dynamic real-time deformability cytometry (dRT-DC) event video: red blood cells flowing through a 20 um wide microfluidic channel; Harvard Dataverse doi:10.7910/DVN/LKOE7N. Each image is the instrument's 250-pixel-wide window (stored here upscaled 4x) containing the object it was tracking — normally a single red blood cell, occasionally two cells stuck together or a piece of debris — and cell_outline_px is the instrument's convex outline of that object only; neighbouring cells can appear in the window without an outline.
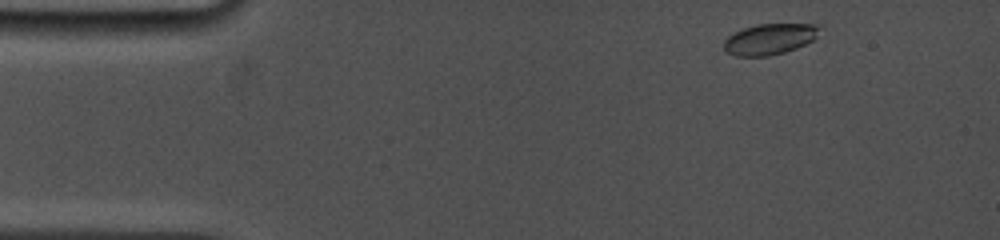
{"species": "common noctule bat (a hibernating species)", "species_latin": "Nyctalus noctula", "temperature_condition": "cold", "stored_images_in_passage": 11, "camera_frame_rate_fps": 5000, "um_per_image_px": 0.085, "animal": {"sex": "female", "body_mass_g": 19.0, "forearm_length_mm": 53.3}, "frame": {"image": 1, "passage_image": 2, "time_ms": 0.4, "image_size_px": [1000, 240], "cell_outline_px": [[824, 24], [816, 36], [812, 40], [796, 48], [784, 52], [768, 56], [736, 56], [724, 52], [724, 40], [728, 36], [744, 28], [756, 24]], "centroid_in_image_um": [65.42, 3.32], "position_along_channel_um": 19.6, "area_um2": 17.28}}
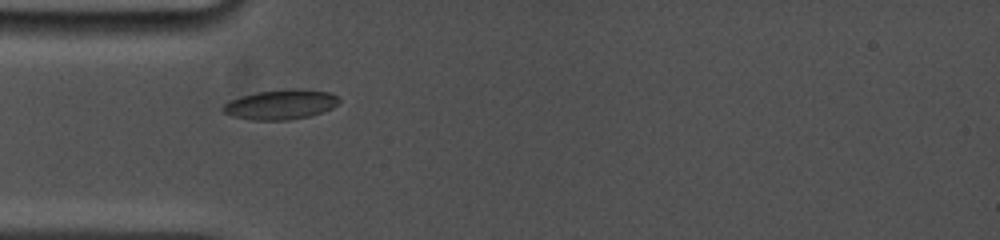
{"frame": {"image": 2, "passage_image": 10, "time_ms": 3.6, "image_size_px": [1000, 240], "cell_outline_px": [[340, 100], [332, 108], [308, 116], [288, 120], [252, 120], [232, 116], [224, 112], [220, 108], [228, 100], [240, 96], [256, 92], [292, 88], [296, 88], [332, 92], [340, 96]], "centroid_in_image_um": [23.85, 8.86], "position_along_channel_um": 61.2, "area_um2": 20.35}}